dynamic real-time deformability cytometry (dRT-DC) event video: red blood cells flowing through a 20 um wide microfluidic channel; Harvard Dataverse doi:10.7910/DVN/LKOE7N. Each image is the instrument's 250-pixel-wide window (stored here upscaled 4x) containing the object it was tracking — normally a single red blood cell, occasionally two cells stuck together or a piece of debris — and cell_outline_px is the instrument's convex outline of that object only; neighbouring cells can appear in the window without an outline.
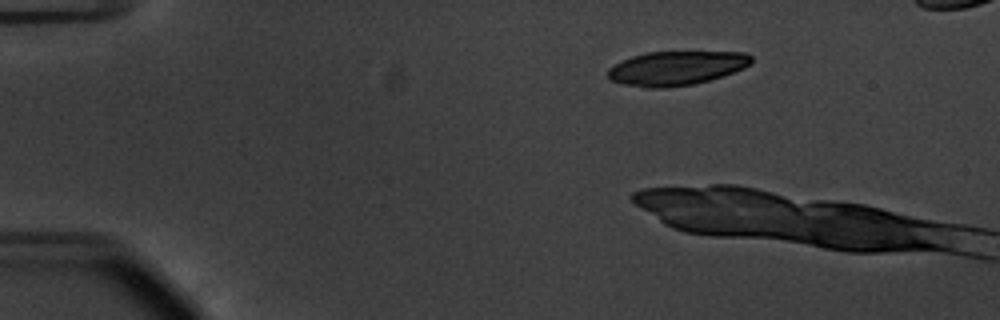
{"species": "common noctule bat (a hibernating species)", "species_latin": "Nyctalus noctula", "temperature_condition": "warm", "stored_images_in_passage": 12, "camera_frame_rate_fps": 3000, "um_per_image_px": 0.085, "animal": {"sex": "male", "body_mass_g": 20.1, "forearm_length_mm": 53.5}, "frame": {"image": 1, "passage_image": 10, "time_ms": 3.0, "image_size_px": [1000, 320], "cell_outline_px": [[752, 64], [744, 68], [724, 76], [692, 84], [664, 88], [644, 88], [624, 84], [612, 80], [608, 76], [608, 68], [632, 56], [648, 52], [744, 52], [752, 56]], "centroid_in_image_um": [57.52, 5.79], "position_along_channel_um": 27.5, "area_um2": 28.44}}